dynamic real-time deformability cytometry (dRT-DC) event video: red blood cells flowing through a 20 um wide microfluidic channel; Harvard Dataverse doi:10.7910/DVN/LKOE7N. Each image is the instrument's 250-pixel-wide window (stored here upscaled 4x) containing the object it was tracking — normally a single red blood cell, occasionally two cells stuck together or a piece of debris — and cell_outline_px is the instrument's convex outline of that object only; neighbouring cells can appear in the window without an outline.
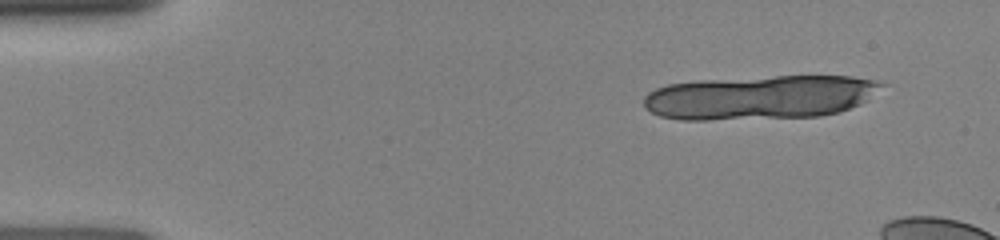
{"species": "human", "species_latin": "Homo sapiens", "temperature_condition": "room temperature", "stored_images_in_passage": 15, "camera_frame_rate_fps": 3000, "um_per_image_px": 0.085, "donor": {"sex": "female"}, "frame": {"image": 1, "passage_image": 1, "time_ms": 0.0, "image_size_px": [1000, 240], "cell_outline_px": [[884, 84], [860, 104], [840, 112], [820, 116], [708, 120], [680, 120], [660, 116], [644, 108], [644, 96], [648, 92], [656, 88], [668, 84], [700, 80], [776, 76], [852, 76], [876, 80]], "centroid_in_image_um": [64.55, 8.27], "position_along_channel_um": 20.5, "area_um2": 60.98}}